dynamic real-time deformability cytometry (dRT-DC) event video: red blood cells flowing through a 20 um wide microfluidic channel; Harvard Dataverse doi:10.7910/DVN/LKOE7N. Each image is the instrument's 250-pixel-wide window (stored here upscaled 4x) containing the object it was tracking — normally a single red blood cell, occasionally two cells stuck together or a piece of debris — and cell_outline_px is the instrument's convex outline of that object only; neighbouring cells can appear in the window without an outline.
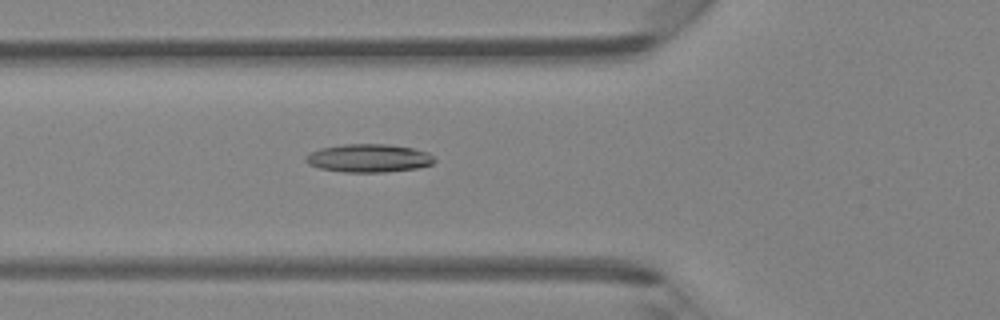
{"species": "Egyptian fruit bat (a non-hibernating species)", "species_latin": "Rousettus aegyptiacus", "temperature_condition": "room temperature", "stored_images_in_passage": 36, "camera_frame_rate_fps": 3000, "um_per_image_px": 0.085, "animal": {"sex": "female"}, "frame": {"image": 1, "passage_image": 6, "time_ms": 1.667, "image_size_px": [1000, 320], "cell_outline_px": [[436, 160], [432, 164], [416, 168], [384, 172], [344, 172], [320, 168], [308, 164], [304, 160], [304, 156], [320, 148], [344, 144], [388, 144], [412, 148], [428, 152]], "centroid_in_image_um": [31.32, 13.44], "position_along_channel_um": 94.5, "area_um2": 21.1}}
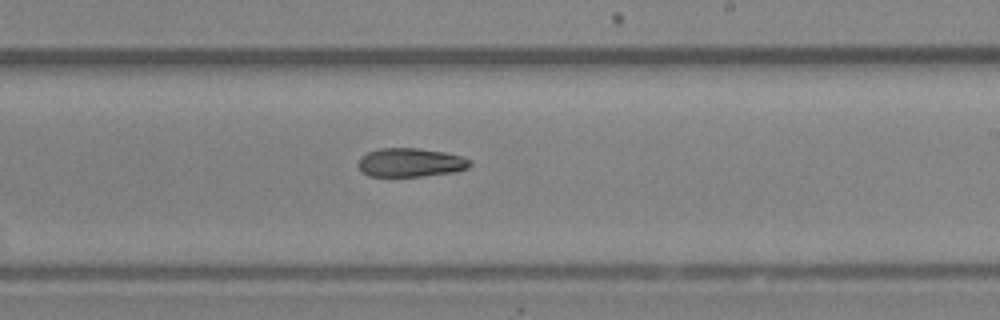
{"frame": {"image": 2, "passage_image": 17, "time_ms": 5.333, "image_size_px": [1000, 320], "cell_outline_px": [[472, 164], [468, 168], [456, 172], [420, 176], [368, 176], [360, 168], [360, 156], [368, 152], [380, 148], [416, 148], [444, 152], [460, 156], [472, 160]], "centroid_in_image_um": [34.93, 13.81], "position_along_channel_um": 254.1, "area_um2": 18.61}}
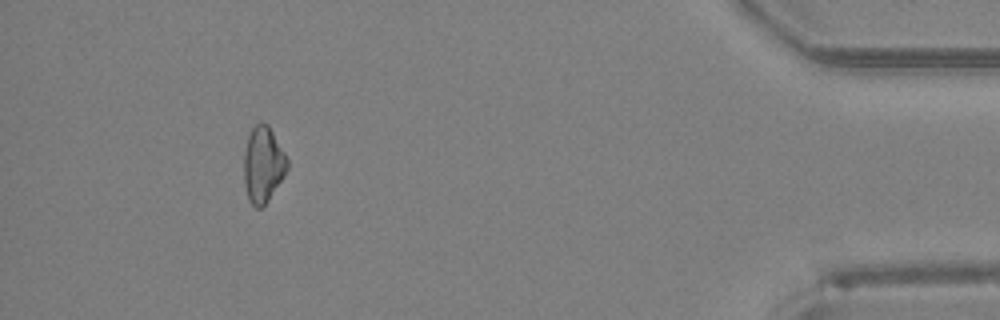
{"frame": {"image": 3, "passage_image": 32, "time_ms": 10.333, "image_size_px": [1000, 320], "cell_outline_px": [[288, 168], [284, 176], [268, 200], [260, 208], [256, 208], [248, 200], [244, 184], [244, 152], [248, 136], [252, 128], [260, 120], [268, 124], [284, 152], [288, 160]], "centroid_in_image_um": [22.35, 13.97], "position_along_channel_um": 412.8, "area_um2": 19.19}}